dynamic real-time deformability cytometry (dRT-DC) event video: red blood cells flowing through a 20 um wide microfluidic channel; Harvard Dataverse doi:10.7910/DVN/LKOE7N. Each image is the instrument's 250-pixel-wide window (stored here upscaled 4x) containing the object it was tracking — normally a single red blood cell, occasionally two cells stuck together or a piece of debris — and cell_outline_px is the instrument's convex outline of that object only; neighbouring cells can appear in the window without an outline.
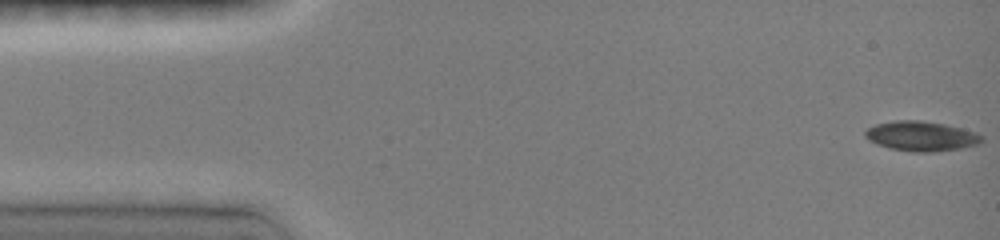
{"species": "common noctule bat (a hibernating species)", "species_latin": "Nyctalus noctula", "temperature_condition": "room temperature", "stored_images_in_passage": 59, "camera_frame_rate_fps": 3000, "um_per_image_px": 0.085, "animal": {"sex": "female", "body_mass_g": 19.0, "forearm_length_mm": 51.5}, "frame": {"image": 1, "passage_image": 1, "time_ms": 0.0, "image_size_px": [1000, 240], "cell_outline_px": [[984, 140], [976, 144], [960, 148], [924, 152], [912, 152], [888, 148], [876, 144], [868, 140], [864, 136], [864, 132], [868, 128], [876, 124], [896, 120], [916, 120], [944, 124], [960, 128], [972, 132], [980, 136]], "centroid_in_image_um": [78.21, 11.57], "position_along_channel_um": 6.8, "area_um2": 19.88}}
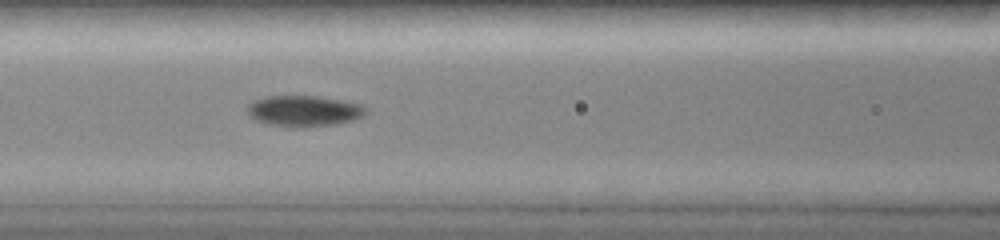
{"frame": {"image": 2, "passage_image": 19, "time_ms": 6.333, "image_size_px": [1000, 240], "cell_outline_px": [[368, 112], [364, 116], [352, 120], [336, 124], [304, 128], [268, 124], [256, 120], [248, 112], [248, 104], [252, 100], [264, 96], [320, 96], [344, 100], [364, 104], [368, 108]], "centroid_in_image_um": [25.9, 9.42], "position_along_channel_um": 140.7, "area_um2": 21.73}}
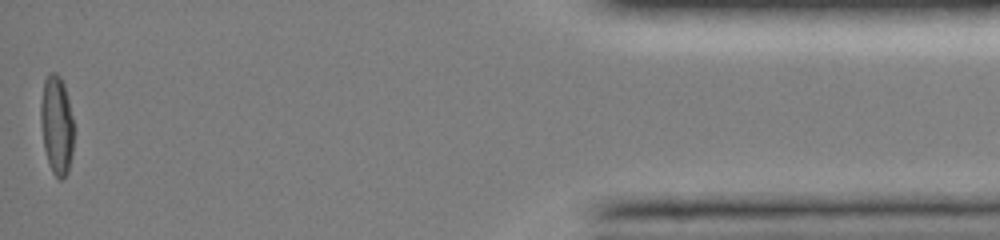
{"frame": {"image": 3, "passage_image": 59, "time_ms": 15.333, "image_size_px": [1000, 240], "cell_outline_px": [[72, 156], [68, 172], [60, 180], [52, 172], [44, 148], [40, 120], [40, 104], [44, 80], [48, 72], [56, 72], [60, 76], [64, 84], [72, 116]], "centroid_in_image_um": [4.8, 10.59], "position_along_channel_um": 430.4, "area_um2": 18.96}, "authors_computed_cell_mechanics": {"area_um2": 19.8832, "velocity_mm_per_s": 4.046, "shape_relaxation_time_tau1_ms": 5.5499, "shape_relaxation_time_tau2_ms": 7.8345, "deformation_change_tau1": 0.1739, "deformation_change_tau2": 0.0947}}